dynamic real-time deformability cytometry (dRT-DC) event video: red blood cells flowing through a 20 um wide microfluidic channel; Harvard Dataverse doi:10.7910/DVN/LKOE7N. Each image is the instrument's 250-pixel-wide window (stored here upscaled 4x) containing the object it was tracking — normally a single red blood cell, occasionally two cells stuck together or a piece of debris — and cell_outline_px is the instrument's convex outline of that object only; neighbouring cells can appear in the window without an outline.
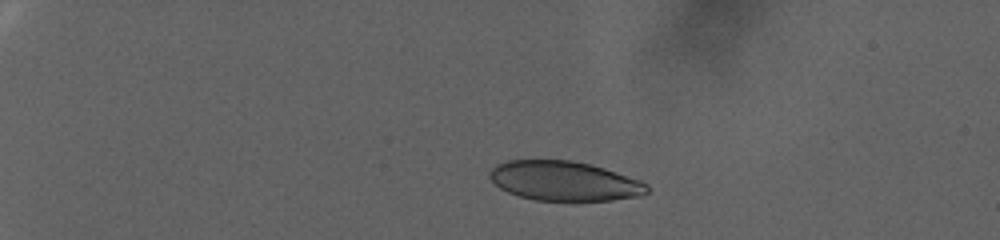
{"species": "human", "species_latin": "Homo sapiens", "temperature_condition": "warm", "stored_images_in_passage": 43, "camera_frame_rate_fps": 3000, "um_per_image_px": 0.085, "donor": {"sex": "female"}, "frame": {"image": 1, "passage_image": 1, "time_ms": 0.0, "image_size_px": [1000, 240], "cell_outline_px": [[648, 192], [640, 196], [612, 200], [536, 200], [520, 196], [508, 192], [500, 188], [488, 176], [488, 172], [496, 164], [508, 160], [572, 160], [592, 164], [640, 180], [648, 184]], "centroid_in_image_um": [47.96, 15.37], "position_along_channel_um": 37.0, "area_um2": 36.24}}
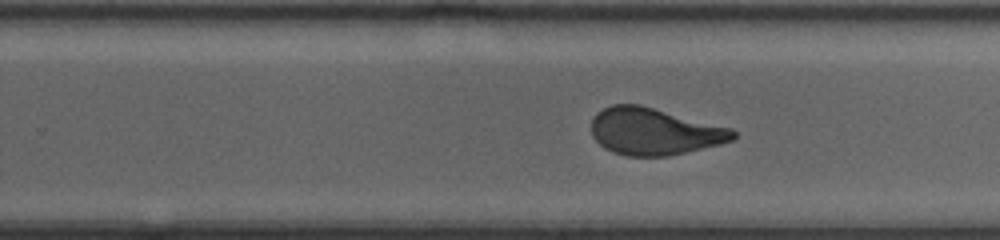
{"frame": {"image": 2, "passage_image": 21, "time_ms": 6.667, "image_size_px": [1000, 240], "cell_outline_px": [[736, 136], [732, 140], [720, 144], [668, 156], [628, 156], [612, 152], [604, 148], [592, 136], [592, 116], [596, 112], [612, 104], [640, 104], [732, 128], [736, 132]], "centroid_in_image_um": [55.59, 11.17], "position_along_channel_um": 274.2, "area_um2": 38.84}}
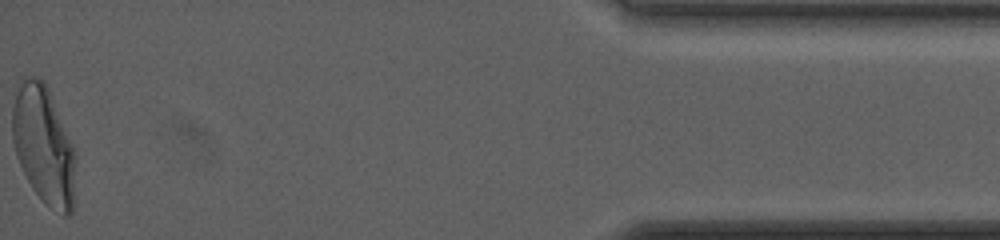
{"frame": {"image": 3, "passage_image": 43, "time_ms": 14.0, "image_size_px": [1000, 240], "cell_outline_px": [[76, 156], [72, 216], [64, 216], [48, 208], [44, 204], [32, 188], [16, 156], [12, 140], [12, 108], [16, 96], [24, 80], [32, 76], [36, 76], [44, 80], [48, 88], [76, 152]], "centroid_in_image_um": [3.73, 12.42], "position_along_channel_um": 431.5, "area_um2": 43.52}, "authors_computed_cell_mechanics": {"area_um2": 39.7086, "velocity_mm_per_s": 3.684, "shape_relaxation_time_tau1_ms": 3.6379, "shape_relaxation_time_tau2_ms": null, "deformation_change_tau1": 0.164, "deformation_change_tau2": null}}